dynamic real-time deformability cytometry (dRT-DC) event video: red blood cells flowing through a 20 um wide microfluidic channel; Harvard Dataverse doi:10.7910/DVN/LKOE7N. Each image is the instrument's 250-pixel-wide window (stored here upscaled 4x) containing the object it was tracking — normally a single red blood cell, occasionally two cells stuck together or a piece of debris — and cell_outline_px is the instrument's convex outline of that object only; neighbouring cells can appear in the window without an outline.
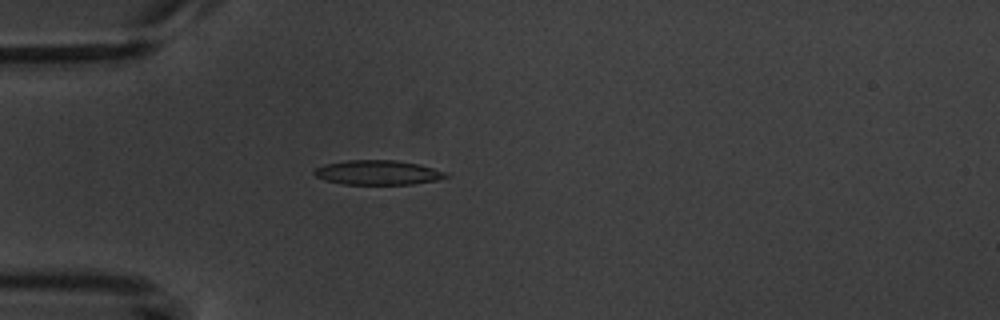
{"species": "common noctule bat (a hibernating species)", "species_latin": "Nyctalus noctula", "temperature_condition": "warm", "stored_images_in_passage": 4, "camera_frame_rate_fps": 3000, "um_per_image_px": 0.085, "animal": {"sex": "male", "body_mass_g": 20.1, "forearm_length_mm": 53.5}, "frame": {"image": 1, "passage_image": 4, "time_ms": 4.333, "image_size_px": [1000, 320], "cell_outline_px": [[452, 176], [436, 180], [412, 184], [344, 184], [324, 180], [316, 176], [312, 172], [316, 168], [324, 164], [348, 160], [396, 160], [420, 164], [448, 172]], "centroid_in_image_um": [32.15, 14.66], "position_along_channel_um": 52.8, "area_um2": 18.96}}